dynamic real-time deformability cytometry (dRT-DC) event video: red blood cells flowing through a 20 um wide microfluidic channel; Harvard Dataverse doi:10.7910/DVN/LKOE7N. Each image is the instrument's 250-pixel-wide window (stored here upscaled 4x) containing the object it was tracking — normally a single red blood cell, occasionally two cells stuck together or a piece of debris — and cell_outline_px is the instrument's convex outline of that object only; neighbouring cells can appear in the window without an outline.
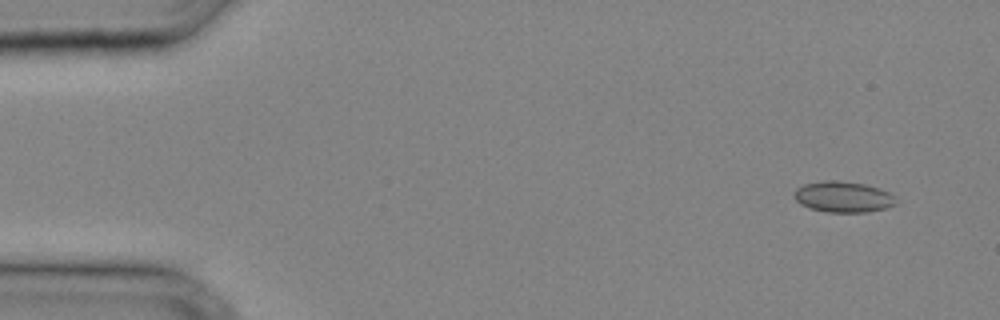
{"species": "common noctule bat (a hibernating species)", "species_latin": "Nyctalus noctula", "temperature_condition": "cold", "stored_images_in_passage": 34, "camera_frame_rate_fps": 3000, "um_per_image_px": 0.085, "animal": {"sex": "male", "body_mass_g": 20.4}, "frame": {"image": 1, "passage_image": 3, "time_ms": 0.667, "image_size_px": [1000, 320], "cell_outline_px": [[896, 204], [884, 208], [864, 212], [824, 212], [800, 204], [792, 196], [792, 192], [796, 188], [804, 184], [824, 180], [832, 180], [864, 184], [880, 188], [896, 196]], "centroid_in_image_um": [71.64, 16.73], "position_along_channel_um": 13.4, "area_um2": 18.38}}
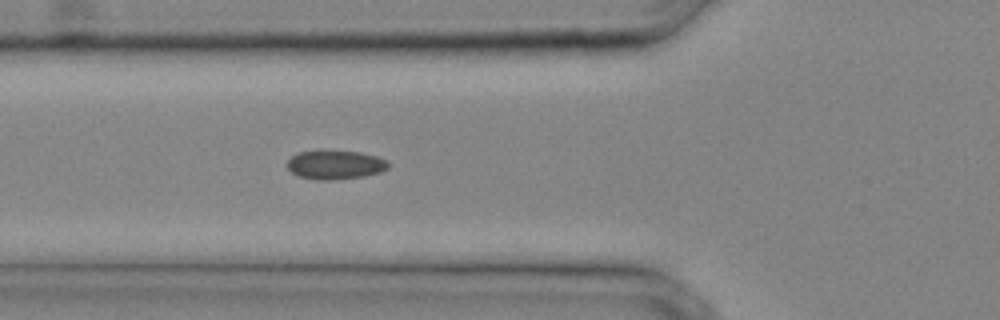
{"frame": {"image": 2, "passage_image": 13, "time_ms": 4.0, "image_size_px": [1000, 320], "cell_outline_px": [[388, 168], [380, 172], [364, 176], [336, 180], [316, 180], [300, 176], [292, 172], [288, 168], [288, 160], [292, 156], [300, 152], [360, 152], [376, 156], [388, 160]], "centroid_in_image_um": [28.53, 14.03], "position_along_channel_um": 97.3, "area_um2": 16.65}}
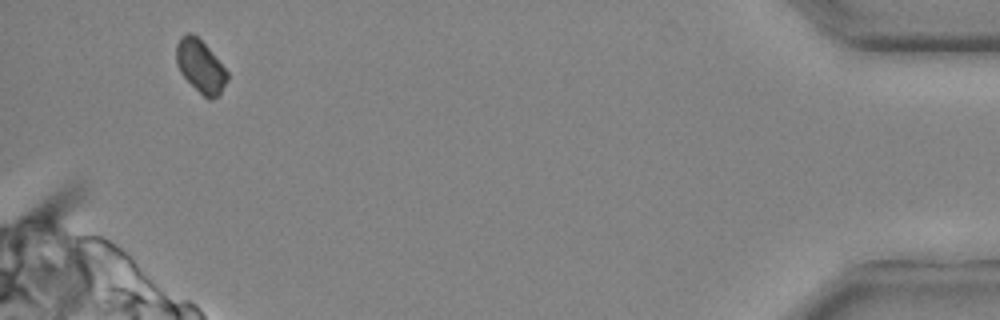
{"frame": {"image": 3, "passage_image": 33, "time_ms": 10.667, "image_size_px": [1000, 320], "cell_outline_px": [[228, 80], [220, 92], [212, 100], [208, 100], [180, 72], [176, 64], [176, 44], [180, 36], [188, 32], [192, 32], [208, 48], [228, 72]], "centroid_in_image_um": [17.02, 5.61], "position_along_channel_um": 418.2, "area_um2": 15.43}}